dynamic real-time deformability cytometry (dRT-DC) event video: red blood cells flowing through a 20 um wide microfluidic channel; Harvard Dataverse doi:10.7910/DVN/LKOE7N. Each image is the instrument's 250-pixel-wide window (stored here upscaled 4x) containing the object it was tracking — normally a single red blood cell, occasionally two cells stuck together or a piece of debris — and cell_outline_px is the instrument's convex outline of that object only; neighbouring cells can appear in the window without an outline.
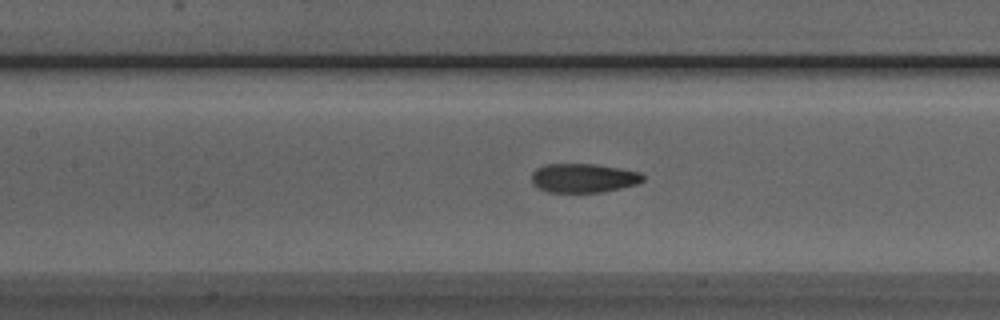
{"species": "Egyptian fruit bat (a non-hibernating species)", "species_latin": "Rousettus aegyptiacus", "temperature_condition": "room temperature", "stored_images_in_passage": 27, "camera_frame_rate_fps": 3000, "um_per_image_px": 0.085, "animal": {"sex": "male"}, "frame": {"image": 1, "passage_image": 23, "time_ms": 7.333, "image_size_px": [1000, 320], "cell_outline_px": [[644, 180], [636, 184], [620, 188], [600, 192], [548, 192], [536, 188], [532, 184], [532, 172], [536, 168], [544, 164], [596, 164], [620, 168], [640, 172], [644, 176]], "centroid_in_image_um": [49.56, 15.13], "position_along_channel_um": 157.8, "area_um2": 18.96}}
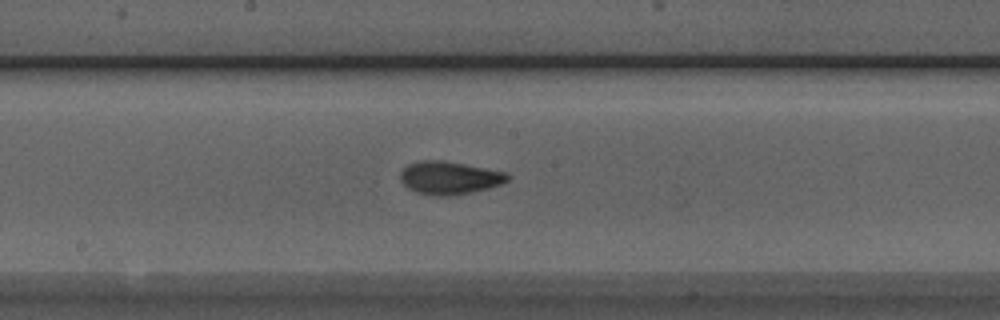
{"frame": {"image": 2, "passage_image": 27, "time_ms": 8.667, "image_size_px": [1000, 320], "cell_outline_px": [[512, 176], [508, 180], [500, 184], [488, 188], [472, 192], [448, 196], [436, 196], [416, 192], [408, 188], [400, 180], [400, 172], [408, 164], [420, 160], [444, 160], [504, 172]], "centroid_in_image_um": [38.17, 15.11], "position_along_channel_um": 210.0, "area_um2": 20.52}}